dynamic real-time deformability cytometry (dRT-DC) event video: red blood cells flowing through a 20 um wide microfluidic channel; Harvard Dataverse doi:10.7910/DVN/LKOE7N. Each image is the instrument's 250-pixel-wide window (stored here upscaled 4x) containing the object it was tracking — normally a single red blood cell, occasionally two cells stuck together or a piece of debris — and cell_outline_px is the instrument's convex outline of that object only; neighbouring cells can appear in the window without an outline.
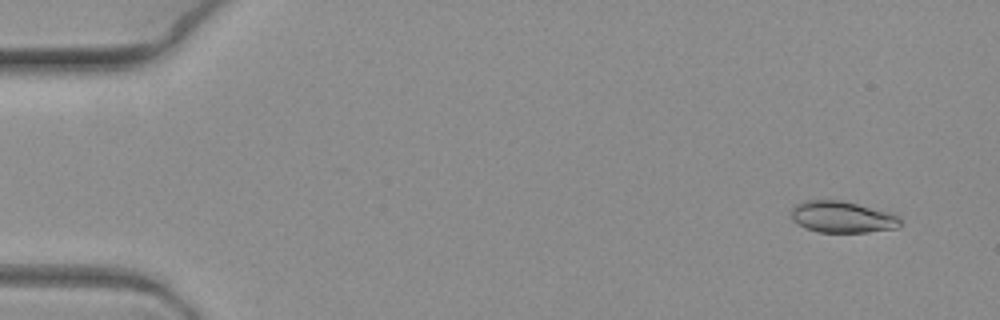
{"species": "common noctule bat (a hibernating species)", "species_latin": "Nyctalus noctula", "temperature_condition": "warm", "stored_images_in_passage": 5, "camera_frame_rate_fps": 3000, "um_per_image_px": 0.085, "animal": {"sex": "female", "body_mass_g": 19.3, "forearm_length_mm": 54.1}, "frame": {"image": 1, "passage_image": 1, "time_ms": 0.0, "image_size_px": [1000, 320], "cell_outline_px": [[900, 224], [896, 228], [868, 232], [820, 232], [804, 228], [792, 220], [792, 208], [796, 204], [804, 200], [840, 200], [856, 204], [884, 212], [896, 216], [900, 220]], "centroid_in_image_um": [71.51, 18.45], "position_along_channel_um": 13.5, "area_um2": 19.59}}